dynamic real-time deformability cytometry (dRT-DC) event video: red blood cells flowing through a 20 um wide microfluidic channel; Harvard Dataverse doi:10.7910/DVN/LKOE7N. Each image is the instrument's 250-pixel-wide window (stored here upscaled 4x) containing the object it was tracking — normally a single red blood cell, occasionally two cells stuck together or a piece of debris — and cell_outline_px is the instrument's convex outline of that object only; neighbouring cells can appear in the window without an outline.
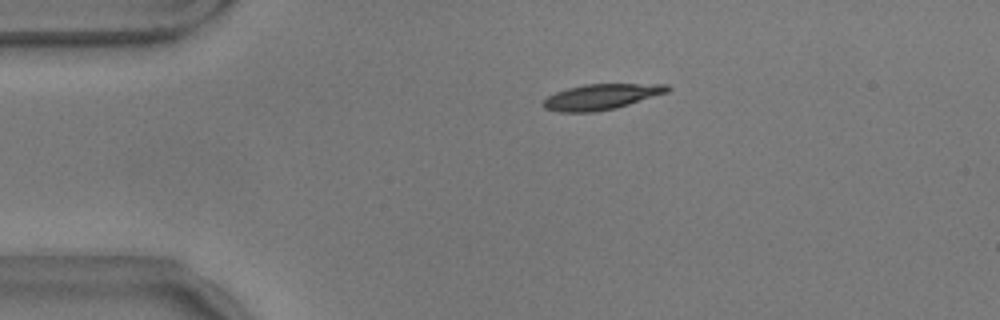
{"species": "common noctule bat (a hibernating species)", "species_latin": "Nyctalus noctula", "temperature_condition": "warm", "stored_images_in_passage": 47, "camera_frame_rate_fps": 3000, "um_per_image_px": 0.085, "animal": {"sex": "male", "body_mass_g": 17.9}, "frame": {"image": 1, "passage_image": 2, "time_ms": 0.333, "image_size_px": [1000, 320], "cell_outline_px": [[672, 88], [668, 92], [616, 108], [592, 112], [560, 112], [544, 108], [544, 100], [548, 96], [556, 92], [568, 88], [584, 84], [668, 84]], "centroid_in_image_um": [51.13, 8.22], "position_along_channel_um": 33.9, "area_um2": 18.38}}
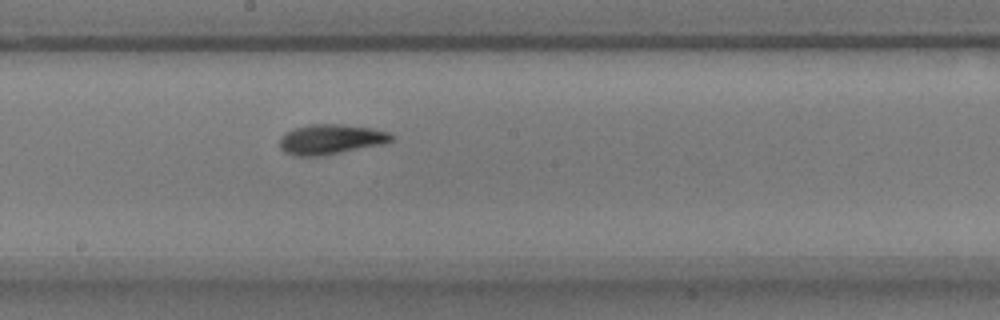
{"frame": {"image": 2, "passage_image": 21, "time_ms": 6.667, "image_size_px": [1000, 320], "cell_outline_px": [[396, 136], [392, 140], [384, 144], [320, 156], [292, 156], [284, 152], [280, 148], [280, 136], [284, 132], [308, 124], [344, 124], [372, 128], [388, 132]], "centroid_in_image_um": [28.1, 11.84], "position_along_channel_um": 220.1, "area_um2": 19.77}}
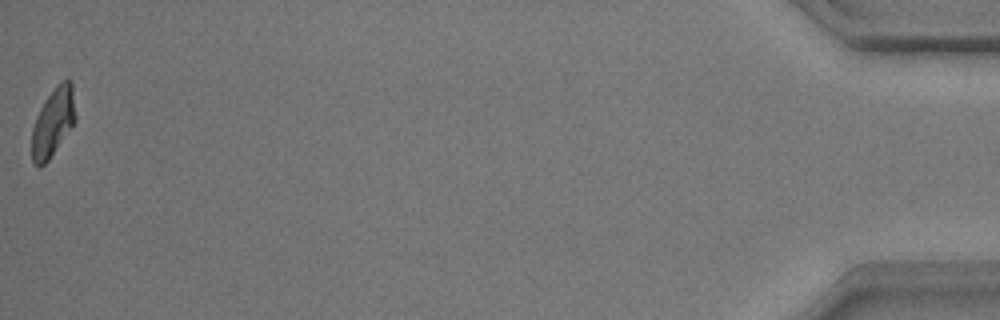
{"frame": {"image": 3, "passage_image": 47, "time_ms": 15.333, "image_size_px": [1000, 320], "cell_outline_px": [[76, 120], [48, 160], [40, 168], [32, 160], [32, 128], [36, 116], [44, 100], [56, 84], [60, 80], [72, 80], [76, 116]], "centroid_in_image_um": [4.51, 10.33], "position_along_channel_um": 430.7, "area_um2": 17.4}, "authors_computed_cell_mechanics": {"area_um2": 18.5538, "velocity_mm_per_s": 3.5598, "shape_relaxation_time_tau1_ms": 2.8878, "shape_relaxation_time_tau2_ms": 2.4785, "deformation_change_tau1": 0.1348, "deformation_change_tau2": 0.0845}}